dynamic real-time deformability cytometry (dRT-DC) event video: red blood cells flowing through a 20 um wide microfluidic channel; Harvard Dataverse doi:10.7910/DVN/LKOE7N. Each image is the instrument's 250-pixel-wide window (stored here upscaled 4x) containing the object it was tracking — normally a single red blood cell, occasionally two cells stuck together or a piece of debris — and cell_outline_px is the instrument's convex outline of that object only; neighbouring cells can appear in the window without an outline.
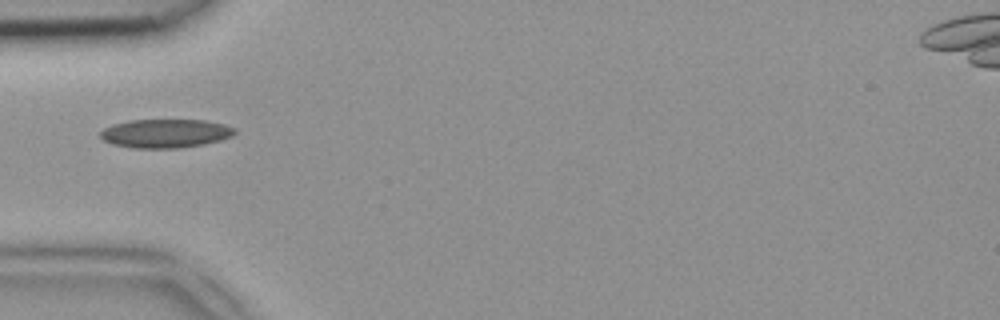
{"species": "common noctule bat (a hibernating species)", "species_latin": "Nyctalus noctula", "temperature_condition": "room temperature", "stored_images_in_passage": 34, "camera_frame_rate_fps": 3000, "um_per_image_px": 0.085, "animal": {"sex": "female", "body_mass_g": 18.4}, "frame": {"image": 1, "passage_image": 1, "time_ms": 0.0, "image_size_px": [1000, 320], "cell_outline_px": [[236, 132], [232, 136], [220, 140], [204, 144], [176, 148], [132, 148], [112, 144], [104, 140], [100, 136], [100, 132], [104, 128], [112, 124], [128, 120], [204, 120], [224, 124], [236, 128]], "centroid_in_image_um": [14.05, 11.33], "position_along_channel_um": 70.9, "area_um2": 22.54}}
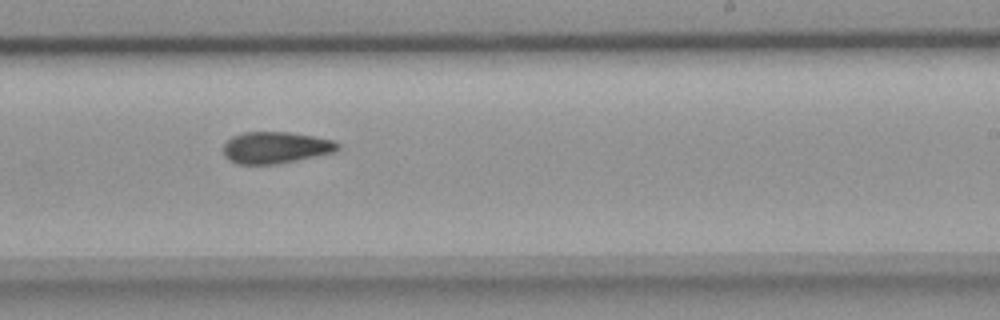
{"frame": {"image": 2, "passage_image": 15, "time_ms": 4.667, "image_size_px": [1000, 320], "cell_outline_px": [[340, 148], [336, 152], [280, 164], [236, 164], [228, 160], [224, 156], [224, 144], [232, 136], [244, 132], [288, 132], [312, 136], [332, 140], [340, 144]], "centroid_in_image_um": [23.43, 12.56], "position_along_channel_um": 265.6, "area_um2": 21.27}}
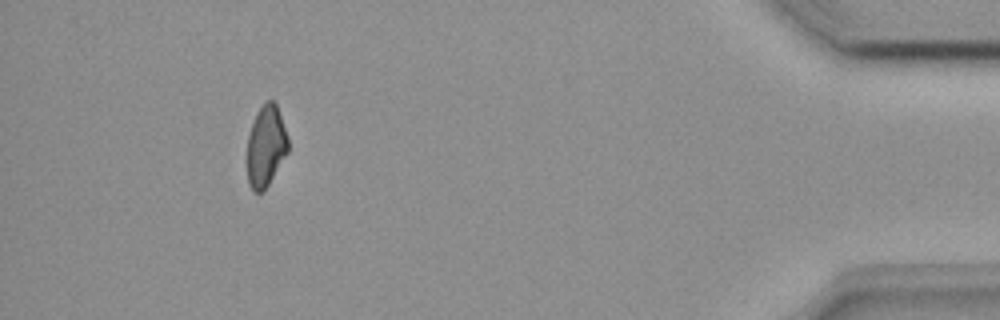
{"frame": {"image": 3, "passage_image": 30, "time_ms": 9.667, "image_size_px": [1000, 320], "cell_outline_px": [[288, 152], [264, 192], [252, 192], [248, 184], [248, 136], [256, 112], [268, 100], [272, 100], [276, 104], [288, 136]], "centroid_in_image_um": [22.61, 12.46], "position_along_channel_um": 412.6, "area_um2": 19.31}}